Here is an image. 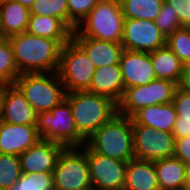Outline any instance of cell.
Wrapping results in <instances>:
<instances>
[{
	"mask_svg": "<svg viewBox=\"0 0 190 190\" xmlns=\"http://www.w3.org/2000/svg\"><path fill=\"white\" fill-rule=\"evenodd\" d=\"M20 74L57 72L62 45L27 32L8 37Z\"/></svg>",
	"mask_w": 190,
	"mask_h": 190,
	"instance_id": "6da1fadb",
	"label": "cell"
},
{
	"mask_svg": "<svg viewBox=\"0 0 190 190\" xmlns=\"http://www.w3.org/2000/svg\"><path fill=\"white\" fill-rule=\"evenodd\" d=\"M95 153L128 162L134 157L131 117L116 113L86 140Z\"/></svg>",
	"mask_w": 190,
	"mask_h": 190,
	"instance_id": "7a4b0ae2",
	"label": "cell"
},
{
	"mask_svg": "<svg viewBox=\"0 0 190 190\" xmlns=\"http://www.w3.org/2000/svg\"><path fill=\"white\" fill-rule=\"evenodd\" d=\"M78 133L87 140L117 113V103L87 90L66 93Z\"/></svg>",
	"mask_w": 190,
	"mask_h": 190,
	"instance_id": "3957f363",
	"label": "cell"
},
{
	"mask_svg": "<svg viewBox=\"0 0 190 190\" xmlns=\"http://www.w3.org/2000/svg\"><path fill=\"white\" fill-rule=\"evenodd\" d=\"M124 20L119 0H100L73 31L72 36L121 43Z\"/></svg>",
	"mask_w": 190,
	"mask_h": 190,
	"instance_id": "277c9868",
	"label": "cell"
},
{
	"mask_svg": "<svg viewBox=\"0 0 190 190\" xmlns=\"http://www.w3.org/2000/svg\"><path fill=\"white\" fill-rule=\"evenodd\" d=\"M14 85L38 114L51 111L66 97L65 87L57 72L20 74Z\"/></svg>",
	"mask_w": 190,
	"mask_h": 190,
	"instance_id": "5b68a950",
	"label": "cell"
},
{
	"mask_svg": "<svg viewBox=\"0 0 190 190\" xmlns=\"http://www.w3.org/2000/svg\"><path fill=\"white\" fill-rule=\"evenodd\" d=\"M35 126L42 140L57 142L64 147H81L86 144L76 129L71 106L66 99L51 111L39 113Z\"/></svg>",
	"mask_w": 190,
	"mask_h": 190,
	"instance_id": "8992f818",
	"label": "cell"
},
{
	"mask_svg": "<svg viewBox=\"0 0 190 190\" xmlns=\"http://www.w3.org/2000/svg\"><path fill=\"white\" fill-rule=\"evenodd\" d=\"M53 175L54 190H93L89 174L88 146L64 147Z\"/></svg>",
	"mask_w": 190,
	"mask_h": 190,
	"instance_id": "52a82bcc",
	"label": "cell"
},
{
	"mask_svg": "<svg viewBox=\"0 0 190 190\" xmlns=\"http://www.w3.org/2000/svg\"><path fill=\"white\" fill-rule=\"evenodd\" d=\"M95 70V64L73 39L61 47L57 73L66 93L88 90Z\"/></svg>",
	"mask_w": 190,
	"mask_h": 190,
	"instance_id": "ba28073f",
	"label": "cell"
},
{
	"mask_svg": "<svg viewBox=\"0 0 190 190\" xmlns=\"http://www.w3.org/2000/svg\"><path fill=\"white\" fill-rule=\"evenodd\" d=\"M177 84L166 79H155L147 85L124 89L117 103V113L131 117L143 107L172 102Z\"/></svg>",
	"mask_w": 190,
	"mask_h": 190,
	"instance_id": "9c48e42d",
	"label": "cell"
},
{
	"mask_svg": "<svg viewBox=\"0 0 190 190\" xmlns=\"http://www.w3.org/2000/svg\"><path fill=\"white\" fill-rule=\"evenodd\" d=\"M132 130L136 159L156 161L174 156L175 138L172 133L140 124H132Z\"/></svg>",
	"mask_w": 190,
	"mask_h": 190,
	"instance_id": "30bf717a",
	"label": "cell"
},
{
	"mask_svg": "<svg viewBox=\"0 0 190 190\" xmlns=\"http://www.w3.org/2000/svg\"><path fill=\"white\" fill-rule=\"evenodd\" d=\"M167 37L155 21L125 18L121 44L123 49L139 52H153L166 46Z\"/></svg>",
	"mask_w": 190,
	"mask_h": 190,
	"instance_id": "8fae6325",
	"label": "cell"
},
{
	"mask_svg": "<svg viewBox=\"0 0 190 190\" xmlns=\"http://www.w3.org/2000/svg\"><path fill=\"white\" fill-rule=\"evenodd\" d=\"M88 163L93 190H124L128 162L95 153L88 147Z\"/></svg>",
	"mask_w": 190,
	"mask_h": 190,
	"instance_id": "7c38bea8",
	"label": "cell"
},
{
	"mask_svg": "<svg viewBox=\"0 0 190 190\" xmlns=\"http://www.w3.org/2000/svg\"><path fill=\"white\" fill-rule=\"evenodd\" d=\"M119 66L123 76L124 88L147 85L157 79L150 53L124 49Z\"/></svg>",
	"mask_w": 190,
	"mask_h": 190,
	"instance_id": "4fadbf2b",
	"label": "cell"
},
{
	"mask_svg": "<svg viewBox=\"0 0 190 190\" xmlns=\"http://www.w3.org/2000/svg\"><path fill=\"white\" fill-rule=\"evenodd\" d=\"M63 149L64 146L60 143L40 139L19 155L22 173L54 172Z\"/></svg>",
	"mask_w": 190,
	"mask_h": 190,
	"instance_id": "5bb4252c",
	"label": "cell"
},
{
	"mask_svg": "<svg viewBox=\"0 0 190 190\" xmlns=\"http://www.w3.org/2000/svg\"><path fill=\"white\" fill-rule=\"evenodd\" d=\"M41 139L35 125L11 124L0 120V153L19 156Z\"/></svg>",
	"mask_w": 190,
	"mask_h": 190,
	"instance_id": "9a60e30c",
	"label": "cell"
},
{
	"mask_svg": "<svg viewBox=\"0 0 190 190\" xmlns=\"http://www.w3.org/2000/svg\"><path fill=\"white\" fill-rule=\"evenodd\" d=\"M37 111L12 84L6 91L1 121L11 124L36 125Z\"/></svg>",
	"mask_w": 190,
	"mask_h": 190,
	"instance_id": "2e32d148",
	"label": "cell"
},
{
	"mask_svg": "<svg viewBox=\"0 0 190 190\" xmlns=\"http://www.w3.org/2000/svg\"><path fill=\"white\" fill-rule=\"evenodd\" d=\"M123 76L119 64L96 68L89 92L104 95L118 103L124 93Z\"/></svg>",
	"mask_w": 190,
	"mask_h": 190,
	"instance_id": "e0dca14e",
	"label": "cell"
},
{
	"mask_svg": "<svg viewBox=\"0 0 190 190\" xmlns=\"http://www.w3.org/2000/svg\"><path fill=\"white\" fill-rule=\"evenodd\" d=\"M72 39L86 52L96 68L119 64L121 53L124 50L121 43L86 36H72Z\"/></svg>",
	"mask_w": 190,
	"mask_h": 190,
	"instance_id": "ac0fdd59",
	"label": "cell"
},
{
	"mask_svg": "<svg viewBox=\"0 0 190 190\" xmlns=\"http://www.w3.org/2000/svg\"><path fill=\"white\" fill-rule=\"evenodd\" d=\"M177 113L172 102L143 107L131 116L132 124L172 133Z\"/></svg>",
	"mask_w": 190,
	"mask_h": 190,
	"instance_id": "d6986e66",
	"label": "cell"
},
{
	"mask_svg": "<svg viewBox=\"0 0 190 190\" xmlns=\"http://www.w3.org/2000/svg\"><path fill=\"white\" fill-rule=\"evenodd\" d=\"M124 190H160L154 161L136 158L128 161Z\"/></svg>",
	"mask_w": 190,
	"mask_h": 190,
	"instance_id": "ffe728a7",
	"label": "cell"
},
{
	"mask_svg": "<svg viewBox=\"0 0 190 190\" xmlns=\"http://www.w3.org/2000/svg\"><path fill=\"white\" fill-rule=\"evenodd\" d=\"M27 33L57 40L62 46L72 39L73 31L59 18L30 14Z\"/></svg>",
	"mask_w": 190,
	"mask_h": 190,
	"instance_id": "44dd1931",
	"label": "cell"
},
{
	"mask_svg": "<svg viewBox=\"0 0 190 190\" xmlns=\"http://www.w3.org/2000/svg\"><path fill=\"white\" fill-rule=\"evenodd\" d=\"M160 190H178L187 184V165L176 157L154 161Z\"/></svg>",
	"mask_w": 190,
	"mask_h": 190,
	"instance_id": "7402d4cb",
	"label": "cell"
},
{
	"mask_svg": "<svg viewBox=\"0 0 190 190\" xmlns=\"http://www.w3.org/2000/svg\"><path fill=\"white\" fill-rule=\"evenodd\" d=\"M30 10L15 0L0 1L1 27L6 38L27 30Z\"/></svg>",
	"mask_w": 190,
	"mask_h": 190,
	"instance_id": "603a6c76",
	"label": "cell"
},
{
	"mask_svg": "<svg viewBox=\"0 0 190 190\" xmlns=\"http://www.w3.org/2000/svg\"><path fill=\"white\" fill-rule=\"evenodd\" d=\"M150 58L157 79L170 80L178 85L184 64L167 45L150 52Z\"/></svg>",
	"mask_w": 190,
	"mask_h": 190,
	"instance_id": "cb8c5ba5",
	"label": "cell"
},
{
	"mask_svg": "<svg viewBox=\"0 0 190 190\" xmlns=\"http://www.w3.org/2000/svg\"><path fill=\"white\" fill-rule=\"evenodd\" d=\"M124 18L155 21L164 0H119Z\"/></svg>",
	"mask_w": 190,
	"mask_h": 190,
	"instance_id": "d4e9b609",
	"label": "cell"
},
{
	"mask_svg": "<svg viewBox=\"0 0 190 190\" xmlns=\"http://www.w3.org/2000/svg\"><path fill=\"white\" fill-rule=\"evenodd\" d=\"M22 174L20 157L0 153V189L10 190Z\"/></svg>",
	"mask_w": 190,
	"mask_h": 190,
	"instance_id": "484cf974",
	"label": "cell"
},
{
	"mask_svg": "<svg viewBox=\"0 0 190 190\" xmlns=\"http://www.w3.org/2000/svg\"><path fill=\"white\" fill-rule=\"evenodd\" d=\"M19 75L12 46L8 38H4L0 40V83L12 85Z\"/></svg>",
	"mask_w": 190,
	"mask_h": 190,
	"instance_id": "4316f807",
	"label": "cell"
},
{
	"mask_svg": "<svg viewBox=\"0 0 190 190\" xmlns=\"http://www.w3.org/2000/svg\"><path fill=\"white\" fill-rule=\"evenodd\" d=\"M29 10L30 14L57 17L69 27L67 0H35Z\"/></svg>",
	"mask_w": 190,
	"mask_h": 190,
	"instance_id": "83f0119b",
	"label": "cell"
},
{
	"mask_svg": "<svg viewBox=\"0 0 190 190\" xmlns=\"http://www.w3.org/2000/svg\"><path fill=\"white\" fill-rule=\"evenodd\" d=\"M10 190H54L53 172L22 173Z\"/></svg>",
	"mask_w": 190,
	"mask_h": 190,
	"instance_id": "f1b7e54d",
	"label": "cell"
},
{
	"mask_svg": "<svg viewBox=\"0 0 190 190\" xmlns=\"http://www.w3.org/2000/svg\"><path fill=\"white\" fill-rule=\"evenodd\" d=\"M166 45L186 65L190 64V27H181L170 34Z\"/></svg>",
	"mask_w": 190,
	"mask_h": 190,
	"instance_id": "f546056e",
	"label": "cell"
},
{
	"mask_svg": "<svg viewBox=\"0 0 190 190\" xmlns=\"http://www.w3.org/2000/svg\"><path fill=\"white\" fill-rule=\"evenodd\" d=\"M100 0H67L69 28L74 31Z\"/></svg>",
	"mask_w": 190,
	"mask_h": 190,
	"instance_id": "4dcf8cb0",
	"label": "cell"
},
{
	"mask_svg": "<svg viewBox=\"0 0 190 190\" xmlns=\"http://www.w3.org/2000/svg\"><path fill=\"white\" fill-rule=\"evenodd\" d=\"M155 24L166 37L183 27L179 21L177 12H174L171 9V5L165 1L162 4L160 13L155 19Z\"/></svg>",
	"mask_w": 190,
	"mask_h": 190,
	"instance_id": "1f68e13d",
	"label": "cell"
},
{
	"mask_svg": "<svg viewBox=\"0 0 190 190\" xmlns=\"http://www.w3.org/2000/svg\"><path fill=\"white\" fill-rule=\"evenodd\" d=\"M178 117L190 121V94L176 88L172 100Z\"/></svg>",
	"mask_w": 190,
	"mask_h": 190,
	"instance_id": "d6a6232c",
	"label": "cell"
},
{
	"mask_svg": "<svg viewBox=\"0 0 190 190\" xmlns=\"http://www.w3.org/2000/svg\"><path fill=\"white\" fill-rule=\"evenodd\" d=\"M177 12L182 26L190 27V0H164Z\"/></svg>",
	"mask_w": 190,
	"mask_h": 190,
	"instance_id": "836d02e7",
	"label": "cell"
},
{
	"mask_svg": "<svg viewBox=\"0 0 190 190\" xmlns=\"http://www.w3.org/2000/svg\"><path fill=\"white\" fill-rule=\"evenodd\" d=\"M174 157L179 158L186 165L190 164V136L175 138Z\"/></svg>",
	"mask_w": 190,
	"mask_h": 190,
	"instance_id": "e575fe53",
	"label": "cell"
},
{
	"mask_svg": "<svg viewBox=\"0 0 190 190\" xmlns=\"http://www.w3.org/2000/svg\"><path fill=\"white\" fill-rule=\"evenodd\" d=\"M172 134L174 138L190 136V121L182 120L181 117L177 116Z\"/></svg>",
	"mask_w": 190,
	"mask_h": 190,
	"instance_id": "d590c367",
	"label": "cell"
},
{
	"mask_svg": "<svg viewBox=\"0 0 190 190\" xmlns=\"http://www.w3.org/2000/svg\"><path fill=\"white\" fill-rule=\"evenodd\" d=\"M177 87L182 91L190 94V64L184 65L181 79Z\"/></svg>",
	"mask_w": 190,
	"mask_h": 190,
	"instance_id": "8d00e7d4",
	"label": "cell"
},
{
	"mask_svg": "<svg viewBox=\"0 0 190 190\" xmlns=\"http://www.w3.org/2000/svg\"><path fill=\"white\" fill-rule=\"evenodd\" d=\"M10 84L0 83V120L3 114L4 101L6 96V91L10 87Z\"/></svg>",
	"mask_w": 190,
	"mask_h": 190,
	"instance_id": "74e56055",
	"label": "cell"
},
{
	"mask_svg": "<svg viewBox=\"0 0 190 190\" xmlns=\"http://www.w3.org/2000/svg\"><path fill=\"white\" fill-rule=\"evenodd\" d=\"M18 1L19 3H21L23 6H26L27 8L30 9V7L32 6L33 2L35 0H15Z\"/></svg>",
	"mask_w": 190,
	"mask_h": 190,
	"instance_id": "f35d334b",
	"label": "cell"
},
{
	"mask_svg": "<svg viewBox=\"0 0 190 190\" xmlns=\"http://www.w3.org/2000/svg\"><path fill=\"white\" fill-rule=\"evenodd\" d=\"M186 174H187V184H186V186H187L188 188H190V164L187 165Z\"/></svg>",
	"mask_w": 190,
	"mask_h": 190,
	"instance_id": "ab89813d",
	"label": "cell"
},
{
	"mask_svg": "<svg viewBox=\"0 0 190 190\" xmlns=\"http://www.w3.org/2000/svg\"><path fill=\"white\" fill-rule=\"evenodd\" d=\"M6 38L4 33H3V30H2V27H1V19H0V40Z\"/></svg>",
	"mask_w": 190,
	"mask_h": 190,
	"instance_id": "60d3db41",
	"label": "cell"
},
{
	"mask_svg": "<svg viewBox=\"0 0 190 190\" xmlns=\"http://www.w3.org/2000/svg\"><path fill=\"white\" fill-rule=\"evenodd\" d=\"M178 190H190V188H188L187 186H184V187H182V188H180Z\"/></svg>",
	"mask_w": 190,
	"mask_h": 190,
	"instance_id": "b9f144b4",
	"label": "cell"
}]
</instances>
